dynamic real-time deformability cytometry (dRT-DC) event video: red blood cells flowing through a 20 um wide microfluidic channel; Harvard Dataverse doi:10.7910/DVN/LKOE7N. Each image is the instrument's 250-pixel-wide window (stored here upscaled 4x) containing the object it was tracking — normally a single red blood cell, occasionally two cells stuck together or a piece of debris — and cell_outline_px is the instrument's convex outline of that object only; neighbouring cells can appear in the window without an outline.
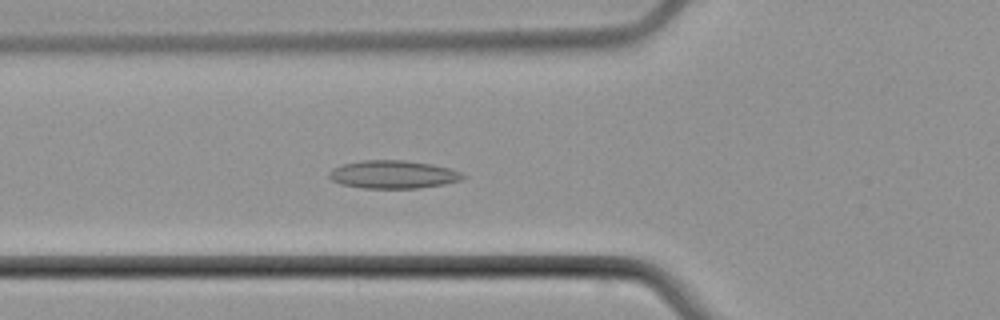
{"species": "common noctule bat (a hibernating species)", "species_latin": "Nyctalus noctula", "temperature_condition": "cold", "stored_images_in_passage": 5, "camera_frame_rate_fps": 3000, "um_per_image_px": 0.085, "animal": {"sex": "male", "body_mass_g": 21.5, "forearm_length_mm": 52.0}, "frame": {"image": 1, "passage_image": 5, "time_ms": 5.0, "image_size_px": [1000, 320], "cell_outline_px": [[464, 176], [460, 180], [444, 184], [416, 188], [364, 188], [340, 184], [332, 180], [328, 176], [328, 172], [332, 168], [340, 164], [364, 160], [404, 160], [432, 164], [448, 168], [460, 172]], "centroid_in_image_um": [33.35, 14.82], "position_along_channel_um": 92.5, "area_um2": 21.79}}